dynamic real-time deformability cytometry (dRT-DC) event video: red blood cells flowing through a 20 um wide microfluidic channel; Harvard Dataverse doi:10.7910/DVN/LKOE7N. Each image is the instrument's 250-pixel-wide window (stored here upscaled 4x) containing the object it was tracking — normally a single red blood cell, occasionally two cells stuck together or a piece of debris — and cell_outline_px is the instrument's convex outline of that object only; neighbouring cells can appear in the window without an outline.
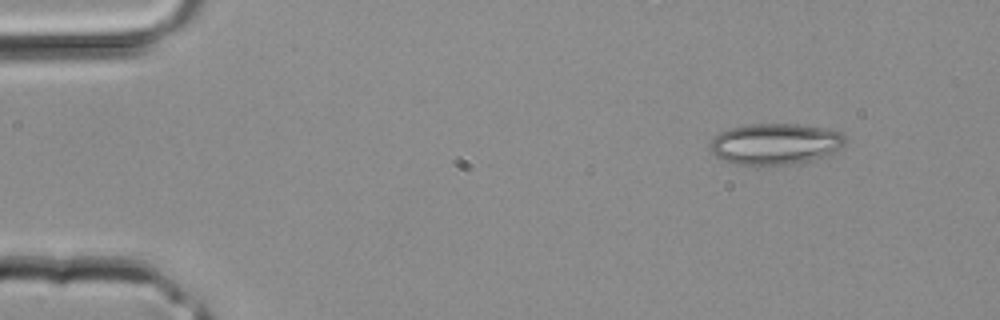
{"species": "common noctule bat (a hibernating species)", "species_latin": "Nyctalus noctula", "temperature_condition": "room temperature", "stored_images_in_passage": 3, "camera_frame_rate_fps": 3000, "um_per_image_px": 0.085, "animal": {"sex": "male", "body_mass_g": 20.4}, "frame": {"image": 1, "passage_image": 1, "time_ms": 0.0, "image_size_px": [1000, 320], "cell_outline_px": [[844, 144], [840, 148], [828, 156], [812, 160], [792, 164], [736, 164], [724, 160], [716, 156], [708, 148], [708, 144], [712, 136], [720, 132], [732, 128], [752, 124], [796, 124], [824, 128], [844, 132]], "centroid_in_image_um": [65.89, 12.23], "position_along_channel_um": 19.1, "area_um2": 32.43}}